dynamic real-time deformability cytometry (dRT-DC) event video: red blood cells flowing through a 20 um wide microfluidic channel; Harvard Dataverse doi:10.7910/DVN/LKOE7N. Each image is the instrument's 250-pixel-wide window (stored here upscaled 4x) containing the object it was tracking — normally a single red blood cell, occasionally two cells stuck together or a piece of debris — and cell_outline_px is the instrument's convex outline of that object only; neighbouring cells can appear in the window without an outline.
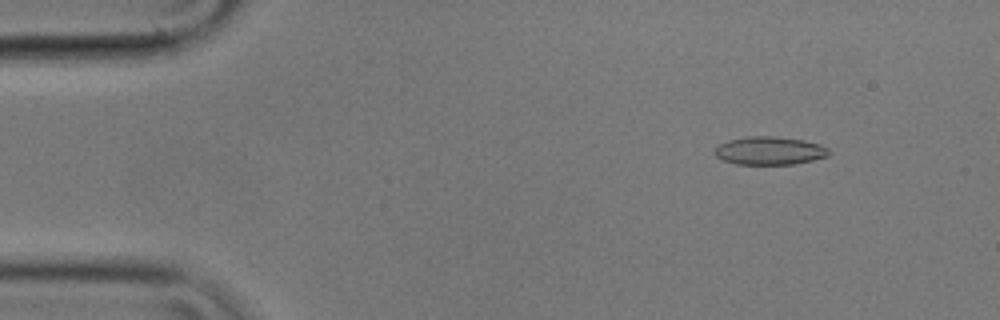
{"species": "common noctule bat (a hibernating species)", "species_latin": "Nyctalus noctula", "temperature_condition": "cold", "stored_images_in_passage": 57, "camera_frame_rate_fps": 3000, "um_per_image_px": 0.085, "animal": {"sex": "male", "body_mass_g": 17.9}, "frame": {"image": 1, "passage_image": 7, "time_ms": 2.0, "image_size_px": [1000, 320], "cell_outline_px": [[828, 156], [796, 164], [736, 164], [724, 160], [716, 156], [716, 144], [728, 140], [748, 136], [772, 136], [804, 140], [820, 144], [828, 148]], "centroid_in_image_um": [65.4, 12.8], "position_along_channel_um": 19.6, "area_um2": 18.67}}
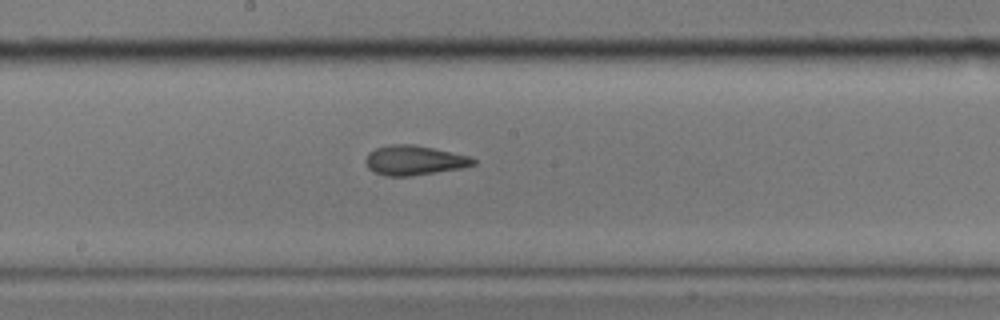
{"frame": {"image": 2, "passage_image": 30, "time_ms": 9.667, "image_size_px": [1000, 320], "cell_outline_px": [[476, 164], [460, 168], [412, 176], [384, 176], [368, 168], [364, 160], [368, 152], [376, 148], [392, 144], [412, 144], [432, 148], [468, 156], [476, 160]], "centroid_in_image_um": [35.16, 13.63], "position_along_channel_um": 213.0, "area_um2": 18.44}}
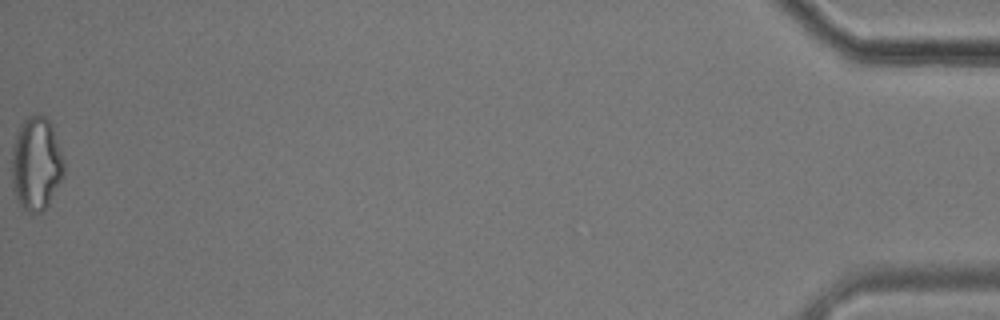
{"frame": {"image": 3, "passage_image": 57, "time_ms": 18.667, "image_size_px": [1000, 320], "cell_outline_px": [[64, 176], [48, 204], [40, 212], [32, 216], [20, 204], [16, 196], [12, 184], [12, 144], [20, 124], [28, 116], [44, 116], [52, 124], [64, 160]], "centroid_in_image_um": [3.08, 13.92], "position_along_channel_um": 432.1, "area_um2": 28.5}, "authors_computed_cell_mechanics": {"area_um2": 18.7272, "velocity_mm_per_s": 3.5479, "shape_relaxation_time_tau1_ms": null, "shape_relaxation_time_tau2_ms": 2.5906, "deformation_change_tau1": null, "deformation_change_tau2": 0.0873}}